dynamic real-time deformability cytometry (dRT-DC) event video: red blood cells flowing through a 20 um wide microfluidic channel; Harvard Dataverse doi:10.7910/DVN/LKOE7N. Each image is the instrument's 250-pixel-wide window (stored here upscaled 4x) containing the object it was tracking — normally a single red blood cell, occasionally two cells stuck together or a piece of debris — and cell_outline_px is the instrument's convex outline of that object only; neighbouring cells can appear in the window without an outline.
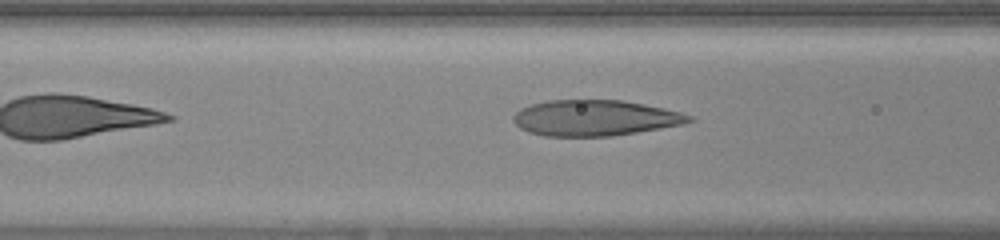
{"species": "human", "species_latin": "Homo sapiens", "temperature_condition": "warm", "stored_images_in_passage": 27, "camera_frame_rate_fps": 3000, "um_per_image_px": 0.085, "donor": {"sex": "female"}, "frame": {"image": 1, "passage_image": 4, "time_ms": 1.0, "image_size_px": [1000, 240], "cell_outline_px": [[696, 120], [684, 124], [612, 136], [544, 136], [528, 132], [520, 128], [512, 120], [512, 116], [520, 108], [532, 104], [548, 100], [620, 100], [644, 104], [664, 108], [680, 112], [692, 116]], "centroid_in_image_um": [50.56, 10.02], "position_along_channel_um": 116.0, "area_um2": 36.7}}
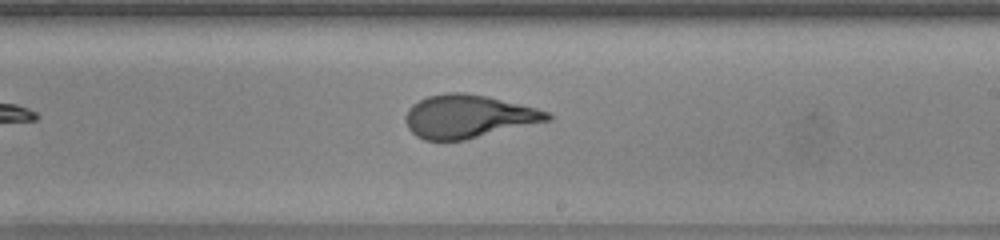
{"frame": {"image": 2, "passage_image": 14, "time_ms": 4.333, "image_size_px": [1000, 240], "cell_outline_px": [[552, 120], [464, 140], [424, 140], [416, 136], [408, 128], [408, 108], [412, 104], [428, 96], [448, 92], [464, 92], [488, 96], [536, 108], [548, 112], [552, 116]], "centroid_in_image_um": [39.83, 9.89], "position_along_channel_um": 249.2, "area_um2": 35.37}}
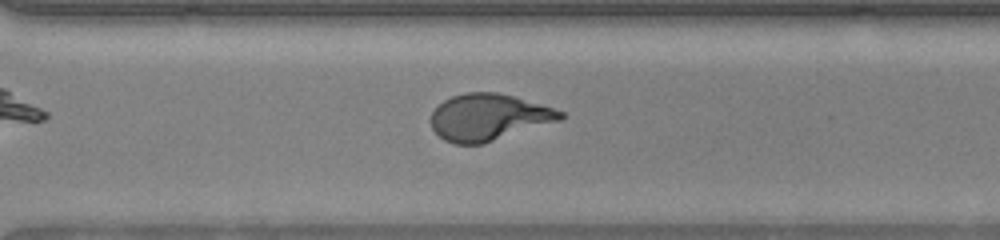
{"frame": {"image": 3, "passage_image": 20, "time_ms": 6.333, "image_size_px": [1000, 240], "cell_outline_px": [[564, 120], [484, 144], [452, 144], [444, 140], [432, 128], [432, 112], [444, 100], [452, 96], [468, 92], [496, 92], [512, 96], [540, 104], [564, 112]], "centroid_in_image_um": [41.57, 9.98], "position_along_channel_um": 329.0, "area_um2": 35.26}}